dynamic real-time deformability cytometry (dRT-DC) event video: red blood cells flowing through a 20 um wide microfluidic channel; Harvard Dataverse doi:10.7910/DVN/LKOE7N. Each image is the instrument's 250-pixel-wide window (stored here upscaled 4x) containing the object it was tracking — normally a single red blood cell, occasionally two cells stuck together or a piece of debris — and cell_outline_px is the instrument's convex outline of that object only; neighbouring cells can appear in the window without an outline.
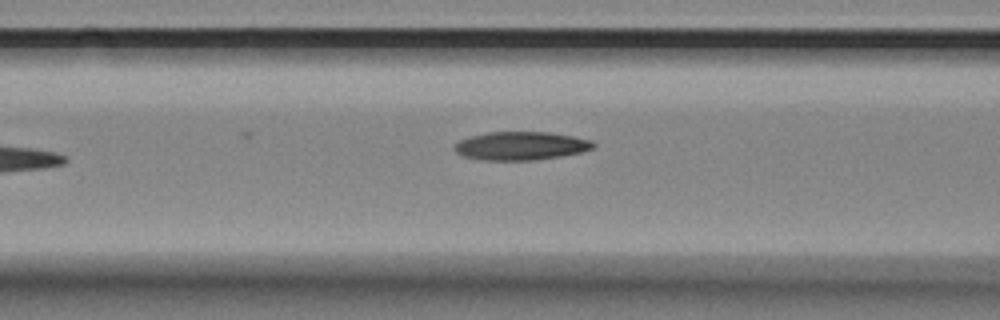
{"species": "Egyptian fruit bat (a non-hibernating species)", "species_latin": "Rousettus aegyptiacus", "temperature_condition": "room temperature", "stored_images_in_passage": 13, "camera_frame_rate_fps": 3000, "um_per_image_px": 0.085, "animal": {"sex": "female"}, "frame": {"image": 1, "passage_image": 4, "time_ms": 1.0, "image_size_px": [1000, 320], "cell_outline_px": [[596, 144], [592, 148], [580, 152], [560, 156], [536, 160], [480, 160], [464, 156], [456, 152], [452, 148], [452, 144], [460, 140], [472, 136], [488, 132], [548, 132], [572, 136], [592, 140]], "centroid_in_image_um": [44.23, 12.4], "position_along_channel_um": 122.4, "area_um2": 22.95}}
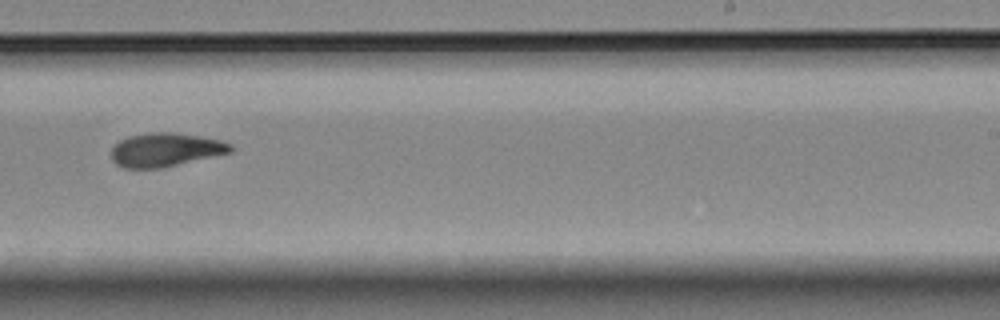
{"frame": {"image": 2, "passage_image": 8, "time_ms": 2.333, "image_size_px": [1000, 320], "cell_outline_px": [[232, 152], [160, 168], [124, 168], [116, 164], [112, 160], [112, 148], [120, 140], [128, 136], [152, 132], [172, 132], [220, 140], [232, 144]], "centroid_in_image_um": [14.04, 12.73], "position_along_channel_um": 275.0, "area_um2": 23.12}}
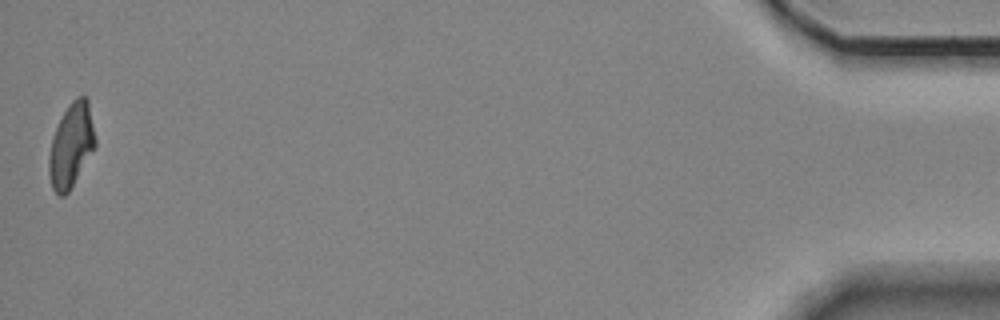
{"frame": {"image": 3, "passage_image": 13, "time_ms": 4.0, "image_size_px": [1000, 320], "cell_outline_px": [[96, 148], [68, 192], [64, 196], [60, 196], [52, 188], [48, 172], [48, 160], [52, 136], [68, 104], [76, 96], [88, 96], [96, 140]], "centroid_in_image_um": [6.07, 12.34], "position_along_channel_um": 429.1, "area_um2": 22.89}}